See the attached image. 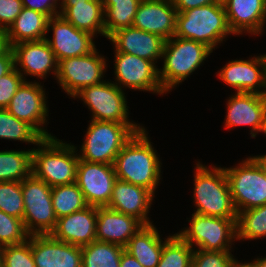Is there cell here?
<instances>
[{
	"label": "cell",
	"mask_w": 266,
	"mask_h": 267,
	"mask_svg": "<svg viewBox=\"0 0 266 267\" xmlns=\"http://www.w3.org/2000/svg\"><path fill=\"white\" fill-rule=\"evenodd\" d=\"M52 188L33 174L22 181L23 223L29 235L50 234L57 222L52 204Z\"/></svg>",
	"instance_id": "9"
},
{
	"label": "cell",
	"mask_w": 266,
	"mask_h": 267,
	"mask_svg": "<svg viewBox=\"0 0 266 267\" xmlns=\"http://www.w3.org/2000/svg\"><path fill=\"white\" fill-rule=\"evenodd\" d=\"M217 76L236 93L266 95V54L247 60H231Z\"/></svg>",
	"instance_id": "15"
},
{
	"label": "cell",
	"mask_w": 266,
	"mask_h": 267,
	"mask_svg": "<svg viewBox=\"0 0 266 267\" xmlns=\"http://www.w3.org/2000/svg\"><path fill=\"white\" fill-rule=\"evenodd\" d=\"M144 226L132 216L107 207H97L96 240L125 247L128 241Z\"/></svg>",
	"instance_id": "25"
},
{
	"label": "cell",
	"mask_w": 266,
	"mask_h": 267,
	"mask_svg": "<svg viewBox=\"0 0 266 267\" xmlns=\"http://www.w3.org/2000/svg\"><path fill=\"white\" fill-rule=\"evenodd\" d=\"M225 127L250 126L252 138L266 132V95L235 93L227 101Z\"/></svg>",
	"instance_id": "17"
},
{
	"label": "cell",
	"mask_w": 266,
	"mask_h": 267,
	"mask_svg": "<svg viewBox=\"0 0 266 267\" xmlns=\"http://www.w3.org/2000/svg\"><path fill=\"white\" fill-rule=\"evenodd\" d=\"M120 267H143V266L137 261L135 257H133L124 250L120 259Z\"/></svg>",
	"instance_id": "45"
},
{
	"label": "cell",
	"mask_w": 266,
	"mask_h": 267,
	"mask_svg": "<svg viewBox=\"0 0 266 267\" xmlns=\"http://www.w3.org/2000/svg\"><path fill=\"white\" fill-rule=\"evenodd\" d=\"M230 34L233 33L229 29L222 0L177 13L176 37L202 43L213 51Z\"/></svg>",
	"instance_id": "3"
},
{
	"label": "cell",
	"mask_w": 266,
	"mask_h": 267,
	"mask_svg": "<svg viewBox=\"0 0 266 267\" xmlns=\"http://www.w3.org/2000/svg\"><path fill=\"white\" fill-rule=\"evenodd\" d=\"M213 51L206 45L190 39L172 37L165 41L159 68V79L163 90L168 93L197 70Z\"/></svg>",
	"instance_id": "6"
},
{
	"label": "cell",
	"mask_w": 266,
	"mask_h": 267,
	"mask_svg": "<svg viewBox=\"0 0 266 267\" xmlns=\"http://www.w3.org/2000/svg\"><path fill=\"white\" fill-rule=\"evenodd\" d=\"M165 240L153 225H144L124 247L143 267H156L159 263Z\"/></svg>",
	"instance_id": "27"
},
{
	"label": "cell",
	"mask_w": 266,
	"mask_h": 267,
	"mask_svg": "<svg viewBox=\"0 0 266 267\" xmlns=\"http://www.w3.org/2000/svg\"><path fill=\"white\" fill-rule=\"evenodd\" d=\"M258 163L260 164V166L263 168L264 172L266 173V155H257V156H253Z\"/></svg>",
	"instance_id": "48"
},
{
	"label": "cell",
	"mask_w": 266,
	"mask_h": 267,
	"mask_svg": "<svg viewBox=\"0 0 266 267\" xmlns=\"http://www.w3.org/2000/svg\"><path fill=\"white\" fill-rule=\"evenodd\" d=\"M73 98H80L92 112L91 120L135 123L128 119L129 110L124 90L113 81L82 88Z\"/></svg>",
	"instance_id": "10"
},
{
	"label": "cell",
	"mask_w": 266,
	"mask_h": 267,
	"mask_svg": "<svg viewBox=\"0 0 266 267\" xmlns=\"http://www.w3.org/2000/svg\"><path fill=\"white\" fill-rule=\"evenodd\" d=\"M231 252L194 249L192 267H236L239 261Z\"/></svg>",
	"instance_id": "39"
},
{
	"label": "cell",
	"mask_w": 266,
	"mask_h": 267,
	"mask_svg": "<svg viewBox=\"0 0 266 267\" xmlns=\"http://www.w3.org/2000/svg\"><path fill=\"white\" fill-rule=\"evenodd\" d=\"M46 98L41 83L24 81L6 109L17 119L31 125L43 138H50L53 134L43 127L48 121L49 112Z\"/></svg>",
	"instance_id": "13"
},
{
	"label": "cell",
	"mask_w": 266,
	"mask_h": 267,
	"mask_svg": "<svg viewBox=\"0 0 266 267\" xmlns=\"http://www.w3.org/2000/svg\"><path fill=\"white\" fill-rule=\"evenodd\" d=\"M14 67V52L11 47L4 55L0 56V78L8 74Z\"/></svg>",
	"instance_id": "44"
},
{
	"label": "cell",
	"mask_w": 266,
	"mask_h": 267,
	"mask_svg": "<svg viewBox=\"0 0 266 267\" xmlns=\"http://www.w3.org/2000/svg\"><path fill=\"white\" fill-rule=\"evenodd\" d=\"M32 149V174L51 188L76 182L77 146L57 137L43 138ZM77 149V150H76Z\"/></svg>",
	"instance_id": "2"
},
{
	"label": "cell",
	"mask_w": 266,
	"mask_h": 267,
	"mask_svg": "<svg viewBox=\"0 0 266 267\" xmlns=\"http://www.w3.org/2000/svg\"><path fill=\"white\" fill-rule=\"evenodd\" d=\"M224 171L237 213L266 204V173L253 156Z\"/></svg>",
	"instance_id": "8"
},
{
	"label": "cell",
	"mask_w": 266,
	"mask_h": 267,
	"mask_svg": "<svg viewBox=\"0 0 266 267\" xmlns=\"http://www.w3.org/2000/svg\"><path fill=\"white\" fill-rule=\"evenodd\" d=\"M114 51V81L116 82L113 81V83L121 90H124L122 87H125V89L148 91L159 95L166 93L159 79V68L154 62Z\"/></svg>",
	"instance_id": "12"
},
{
	"label": "cell",
	"mask_w": 266,
	"mask_h": 267,
	"mask_svg": "<svg viewBox=\"0 0 266 267\" xmlns=\"http://www.w3.org/2000/svg\"><path fill=\"white\" fill-rule=\"evenodd\" d=\"M10 48L7 30L0 28V56L4 55Z\"/></svg>",
	"instance_id": "46"
},
{
	"label": "cell",
	"mask_w": 266,
	"mask_h": 267,
	"mask_svg": "<svg viewBox=\"0 0 266 267\" xmlns=\"http://www.w3.org/2000/svg\"><path fill=\"white\" fill-rule=\"evenodd\" d=\"M0 210L23 220L24 200L22 182H0Z\"/></svg>",
	"instance_id": "36"
},
{
	"label": "cell",
	"mask_w": 266,
	"mask_h": 267,
	"mask_svg": "<svg viewBox=\"0 0 266 267\" xmlns=\"http://www.w3.org/2000/svg\"><path fill=\"white\" fill-rule=\"evenodd\" d=\"M23 76L14 67L0 78V109H6L18 88L24 82Z\"/></svg>",
	"instance_id": "40"
},
{
	"label": "cell",
	"mask_w": 266,
	"mask_h": 267,
	"mask_svg": "<svg viewBox=\"0 0 266 267\" xmlns=\"http://www.w3.org/2000/svg\"><path fill=\"white\" fill-rule=\"evenodd\" d=\"M23 220L0 210V244L10 246L20 244L29 238Z\"/></svg>",
	"instance_id": "37"
},
{
	"label": "cell",
	"mask_w": 266,
	"mask_h": 267,
	"mask_svg": "<svg viewBox=\"0 0 266 267\" xmlns=\"http://www.w3.org/2000/svg\"><path fill=\"white\" fill-rule=\"evenodd\" d=\"M117 52L127 53L157 63L162 60L165 39L135 27L116 30L108 38Z\"/></svg>",
	"instance_id": "21"
},
{
	"label": "cell",
	"mask_w": 266,
	"mask_h": 267,
	"mask_svg": "<svg viewBox=\"0 0 266 267\" xmlns=\"http://www.w3.org/2000/svg\"><path fill=\"white\" fill-rule=\"evenodd\" d=\"M124 250L118 244L95 240L81 247L82 267H120Z\"/></svg>",
	"instance_id": "31"
},
{
	"label": "cell",
	"mask_w": 266,
	"mask_h": 267,
	"mask_svg": "<svg viewBox=\"0 0 266 267\" xmlns=\"http://www.w3.org/2000/svg\"><path fill=\"white\" fill-rule=\"evenodd\" d=\"M2 267H36L31 249V235L20 244L3 247Z\"/></svg>",
	"instance_id": "38"
},
{
	"label": "cell",
	"mask_w": 266,
	"mask_h": 267,
	"mask_svg": "<svg viewBox=\"0 0 266 267\" xmlns=\"http://www.w3.org/2000/svg\"><path fill=\"white\" fill-rule=\"evenodd\" d=\"M237 240L266 238V204L237 213Z\"/></svg>",
	"instance_id": "33"
},
{
	"label": "cell",
	"mask_w": 266,
	"mask_h": 267,
	"mask_svg": "<svg viewBox=\"0 0 266 267\" xmlns=\"http://www.w3.org/2000/svg\"><path fill=\"white\" fill-rule=\"evenodd\" d=\"M97 207L87 206L57 219L50 235L56 240L83 247L96 240Z\"/></svg>",
	"instance_id": "23"
},
{
	"label": "cell",
	"mask_w": 266,
	"mask_h": 267,
	"mask_svg": "<svg viewBox=\"0 0 266 267\" xmlns=\"http://www.w3.org/2000/svg\"><path fill=\"white\" fill-rule=\"evenodd\" d=\"M142 128L138 123L91 120L79 159L113 165L122 147Z\"/></svg>",
	"instance_id": "5"
},
{
	"label": "cell",
	"mask_w": 266,
	"mask_h": 267,
	"mask_svg": "<svg viewBox=\"0 0 266 267\" xmlns=\"http://www.w3.org/2000/svg\"><path fill=\"white\" fill-rule=\"evenodd\" d=\"M0 139L37 145L43 137L27 122L17 119L7 109H0Z\"/></svg>",
	"instance_id": "34"
},
{
	"label": "cell",
	"mask_w": 266,
	"mask_h": 267,
	"mask_svg": "<svg viewBox=\"0 0 266 267\" xmlns=\"http://www.w3.org/2000/svg\"><path fill=\"white\" fill-rule=\"evenodd\" d=\"M155 195L148 189L117 179L107 208L153 224L148 213Z\"/></svg>",
	"instance_id": "22"
},
{
	"label": "cell",
	"mask_w": 266,
	"mask_h": 267,
	"mask_svg": "<svg viewBox=\"0 0 266 267\" xmlns=\"http://www.w3.org/2000/svg\"><path fill=\"white\" fill-rule=\"evenodd\" d=\"M32 175V149L0 151V182H22Z\"/></svg>",
	"instance_id": "30"
},
{
	"label": "cell",
	"mask_w": 266,
	"mask_h": 267,
	"mask_svg": "<svg viewBox=\"0 0 266 267\" xmlns=\"http://www.w3.org/2000/svg\"><path fill=\"white\" fill-rule=\"evenodd\" d=\"M142 0H102L105 38L116 30L132 27L137 8Z\"/></svg>",
	"instance_id": "29"
},
{
	"label": "cell",
	"mask_w": 266,
	"mask_h": 267,
	"mask_svg": "<svg viewBox=\"0 0 266 267\" xmlns=\"http://www.w3.org/2000/svg\"><path fill=\"white\" fill-rule=\"evenodd\" d=\"M116 180L113 165L79 159L76 183L89 206L107 207Z\"/></svg>",
	"instance_id": "14"
},
{
	"label": "cell",
	"mask_w": 266,
	"mask_h": 267,
	"mask_svg": "<svg viewBox=\"0 0 266 267\" xmlns=\"http://www.w3.org/2000/svg\"><path fill=\"white\" fill-rule=\"evenodd\" d=\"M59 15L77 29L105 37L104 10L99 0H61Z\"/></svg>",
	"instance_id": "26"
},
{
	"label": "cell",
	"mask_w": 266,
	"mask_h": 267,
	"mask_svg": "<svg viewBox=\"0 0 266 267\" xmlns=\"http://www.w3.org/2000/svg\"><path fill=\"white\" fill-rule=\"evenodd\" d=\"M221 0H172L177 12H183L208 4L219 3Z\"/></svg>",
	"instance_id": "43"
},
{
	"label": "cell",
	"mask_w": 266,
	"mask_h": 267,
	"mask_svg": "<svg viewBox=\"0 0 266 267\" xmlns=\"http://www.w3.org/2000/svg\"><path fill=\"white\" fill-rule=\"evenodd\" d=\"M12 49L15 68L25 81L27 79L24 76L27 75L46 79L47 74L52 73L56 77L58 61L46 39L20 42L13 45Z\"/></svg>",
	"instance_id": "18"
},
{
	"label": "cell",
	"mask_w": 266,
	"mask_h": 267,
	"mask_svg": "<svg viewBox=\"0 0 266 267\" xmlns=\"http://www.w3.org/2000/svg\"><path fill=\"white\" fill-rule=\"evenodd\" d=\"M233 35H261L266 24V0H222Z\"/></svg>",
	"instance_id": "24"
},
{
	"label": "cell",
	"mask_w": 266,
	"mask_h": 267,
	"mask_svg": "<svg viewBox=\"0 0 266 267\" xmlns=\"http://www.w3.org/2000/svg\"><path fill=\"white\" fill-rule=\"evenodd\" d=\"M25 8L33 9L49 18L59 15L60 0H21ZM59 2V3H58Z\"/></svg>",
	"instance_id": "42"
},
{
	"label": "cell",
	"mask_w": 266,
	"mask_h": 267,
	"mask_svg": "<svg viewBox=\"0 0 266 267\" xmlns=\"http://www.w3.org/2000/svg\"><path fill=\"white\" fill-rule=\"evenodd\" d=\"M177 13L172 0H142L133 27L169 40L175 35Z\"/></svg>",
	"instance_id": "20"
},
{
	"label": "cell",
	"mask_w": 266,
	"mask_h": 267,
	"mask_svg": "<svg viewBox=\"0 0 266 267\" xmlns=\"http://www.w3.org/2000/svg\"><path fill=\"white\" fill-rule=\"evenodd\" d=\"M48 33L53 31V38L46 40L54 52L57 61L84 56L91 53L95 48V42L91 33L77 29L62 16L58 15L49 18Z\"/></svg>",
	"instance_id": "16"
},
{
	"label": "cell",
	"mask_w": 266,
	"mask_h": 267,
	"mask_svg": "<svg viewBox=\"0 0 266 267\" xmlns=\"http://www.w3.org/2000/svg\"><path fill=\"white\" fill-rule=\"evenodd\" d=\"M193 200L196 214L221 218H237V211L224 167L208 168L197 162L194 172Z\"/></svg>",
	"instance_id": "4"
},
{
	"label": "cell",
	"mask_w": 266,
	"mask_h": 267,
	"mask_svg": "<svg viewBox=\"0 0 266 267\" xmlns=\"http://www.w3.org/2000/svg\"><path fill=\"white\" fill-rule=\"evenodd\" d=\"M106 61L96 48L84 56L62 59L58 61L56 79L61 89L73 97L82 88L105 81Z\"/></svg>",
	"instance_id": "11"
},
{
	"label": "cell",
	"mask_w": 266,
	"mask_h": 267,
	"mask_svg": "<svg viewBox=\"0 0 266 267\" xmlns=\"http://www.w3.org/2000/svg\"><path fill=\"white\" fill-rule=\"evenodd\" d=\"M244 267H266V257L255 258L252 262L241 263Z\"/></svg>",
	"instance_id": "47"
},
{
	"label": "cell",
	"mask_w": 266,
	"mask_h": 267,
	"mask_svg": "<svg viewBox=\"0 0 266 267\" xmlns=\"http://www.w3.org/2000/svg\"><path fill=\"white\" fill-rule=\"evenodd\" d=\"M22 8L21 0H0V28L8 30Z\"/></svg>",
	"instance_id": "41"
},
{
	"label": "cell",
	"mask_w": 266,
	"mask_h": 267,
	"mask_svg": "<svg viewBox=\"0 0 266 267\" xmlns=\"http://www.w3.org/2000/svg\"><path fill=\"white\" fill-rule=\"evenodd\" d=\"M49 17L41 12L23 7L7 30L11 47L20 42L46 39Z\"/></svg>",
	"instance_id": "28"
},
{
	"label": "cell",
	"mask_w": 266,
	"mask_h": 267,
	"mask_svg": "<svg viewBox=\"0 0 266 267\" xmlns=\"http://www.w3.org/2000/svg\"><path fill=\"white\" fill-rule=\"evenodd\" d=\"M31 249L36 267H82L81 247L50 234L31 235Z\"/></svg>",
	"instance_id": "19"
},
{
	"label": "cell",
	"mask_w": 266,
	"mask_h": 267,
	"mask_svg": "<svg viewBox=\"0 0 266 267\" xmlns=\"http://www.w3.org/2000/svg\"><path fill=\"white\" fill-rule=\"evenodd\" d=\"M143 128L122 147L114 161L117 179L144 187L155 194L161 180L160 156Z\"/></svg>",
	"instance_id": "1"
},
{
	"label": "cell",
	"mask_w": 266,
	"mask_h": 267,
	"mask_svg": "<svg viewBox=\"0 0 266 267\" xmlns=\"http://www.w3.org/2000/svg\"><path fill=\"white\" fill-rule=\"evenodd\" d=\"M166 237L156 267H192L194 249L177 233Z\"/></svg>",
	"instance_id": "35"
},
{
	"label": "cell",
	"mask_w": 266,
	"mask_h": 267,
	"mask_svg": "<svg viewBox=\"0 0 266 267\" xmlns=\"http://www.w3.org/2000/svg\"><path fill=\"white\" fill-rule=\"evenodd\" d=\"M2 252H3V246L0 244V267H2Z\"/></svg>",
	"instance_id": "49"
},
{
	"label": "cell",
	"mask_w": 266,
	"mask_h": 267,
	"mask_svg": "<svg viewBox=\"0 0 266 267\" xmlns=\"http://www.w3.org/2000/svg\"><path fill=\"white\" fill-rule=\"evenodd\" d=\"M51 197L57 219L88 206L76 182L52 187Z\"/></svg>",
	"instance_id": "32"
},
{
	"label": "cell",
	"mask_w": 266,
	"mask_h": 267,
	"mask_svg": "<svg viewBox=\"0 0 266 267\" xmlns=\"http://www.w3.org/2000/svg\"><path fill=\"white\" fill-rule=\"evenodd\" d=\"M236 267H244V266L241 264V262H239V263L236 265Z\"/></svg>",
	"instance_id": "50"
},
{
	"label": "cell",
	"mask_w": 266,
	"mask_h": 267,
	"mask_svg": "<svg viewBox=\"0 0 266 267\" xmlns=\"http://www.w3.org/2000/svg\"><path fill=\"white\" fill-rule=\"evenodd\" d=\"M190 226L177 234L193 249L230 251L237 240V218H221L192 213ZM194 246H196L194 248Z\"/></svg>",
	"instance_id": "7"
}]
</instances>
